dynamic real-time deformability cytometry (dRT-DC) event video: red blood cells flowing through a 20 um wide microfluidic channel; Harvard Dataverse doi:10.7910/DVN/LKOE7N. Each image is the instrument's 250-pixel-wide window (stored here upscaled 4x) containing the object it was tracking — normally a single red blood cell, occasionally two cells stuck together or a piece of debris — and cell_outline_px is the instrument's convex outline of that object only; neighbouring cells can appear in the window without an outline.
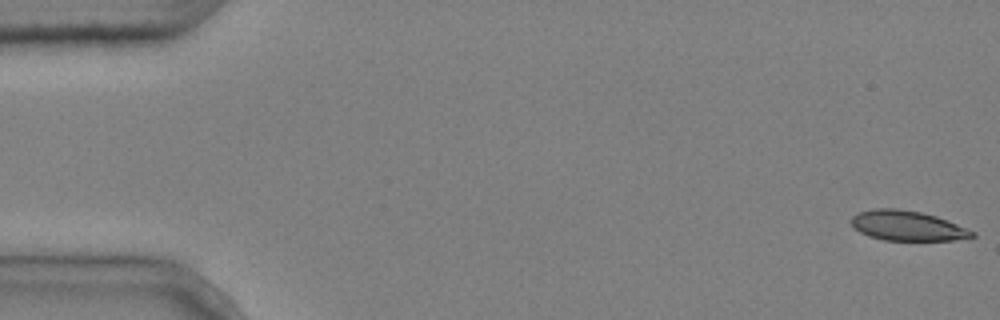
{"species": "common noctule bat (a hibernating species)", "species_latin": "Nyctalus noctula", "temperature_condition": "cold", "stored_images_in_passage": 5, "camera_frame_rate_fps": 3000, "um_per_image_px": 0.085, "animal": {"sex": "male", "body_mass_g": 20.4}, "frame": {"image": 1, "passage_image": 1, "time_ms": 0.0, "image_size_px": [1000, 320], "cell_outline_px": [[976, 236], [952, 240], [884, 240], [868, 236], [860, 232], [852, 224], [852, 216], [860, 212], [872, 208], [896, 208], [920, 212], [936, 216], [976, 232]], "centroid_in_image_um": [77.11, 19.18], "position_along_channel_um": 7.9, "area_um2": 20.87}}
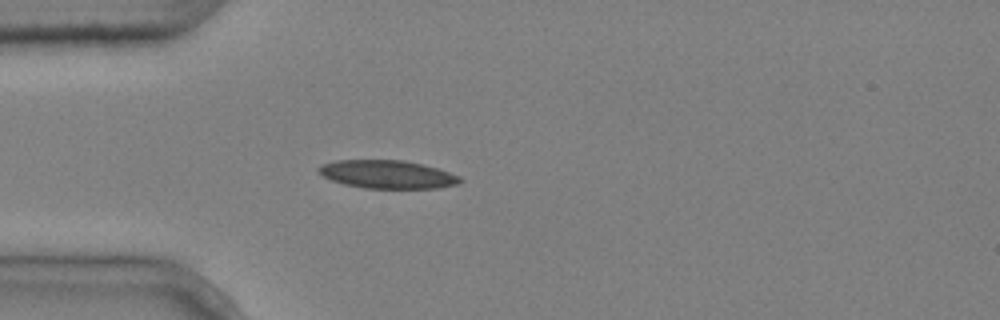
{"frame": {"image": 2, "passage_image": 5, "time_ms": 1.333, "image_size_px": [1000, 320], "cell_outline_px": [[464, 180], [456, 184], [440, 188], [364, 188], [344, 184], [332, 180], [316, 172], [316, 168], [320, 164], [336, 160], [404, 160], [424, 164], [440, 168], [460, 176]], "centroid_in_image_um": [32.93, 14.81], "position_along_channel_um": 52.1, "area_um2": 23.52}}